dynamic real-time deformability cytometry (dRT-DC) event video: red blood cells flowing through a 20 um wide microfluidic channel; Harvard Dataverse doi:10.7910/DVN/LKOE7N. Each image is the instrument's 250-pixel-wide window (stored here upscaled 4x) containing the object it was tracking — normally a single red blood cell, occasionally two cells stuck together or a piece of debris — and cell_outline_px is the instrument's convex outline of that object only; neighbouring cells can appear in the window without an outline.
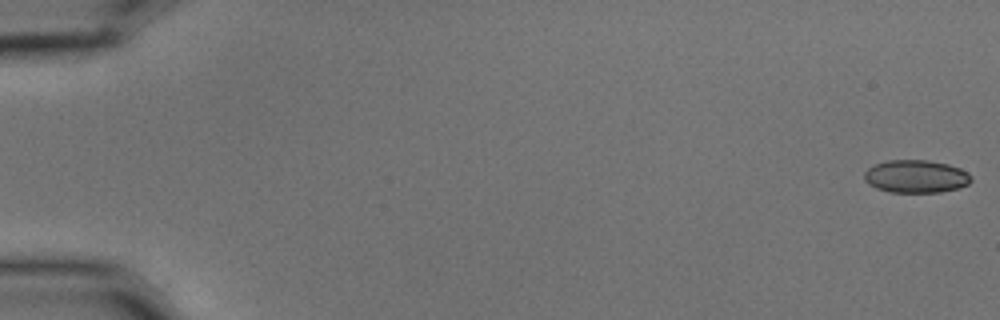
{"species": "common noctule bat (a hibernating species)", "species_latin": "Nyctalus noctula", "temperature_condition": "cold", "stored_images_in_passage": 6, "camera_frame_rate_fps": 3000, "um_per_image_px": 0.085, "animal": {"sex": "male", "body_mass_g": 15.6}, "frame": {"image": 1, "passage_image": 1, "time_ms": 0.0, "image_size_px": [1000, 320], "cell_outline_px": [[972, 180], [968, 184], [960, 188], [940, 192], [892, 192], [876, 188], [868, 184], [864, 180], [864, 172], [872, 164], [888, 160], [928, 160], [948, 164], [960, 168], [968, 172], [972, 176]], "centroid_in_image_um": [77.86, 14.99], "position_along_channel_um": 7.1, "area_um2": 20.69}}
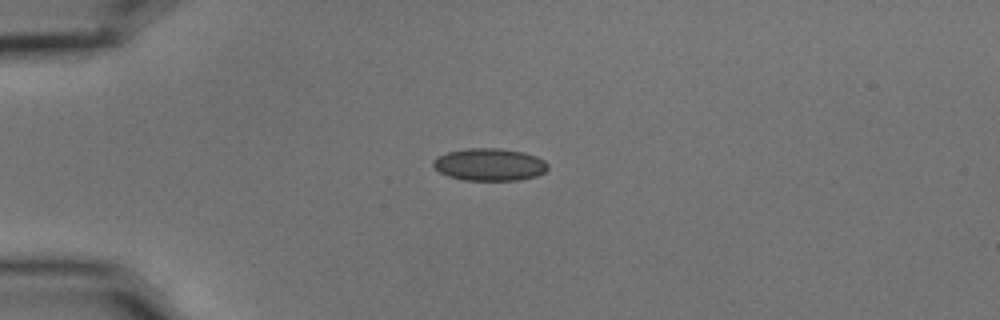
{"frame": {"image": 2, "passage_image": 5, "time_ms": 1.333, "image_size_px": [1000, 320], "cell_outline_px": [[548, 168], [544, 172], [536, 176], [520, 180], [464, 180], [448, 176], [440, 172], [432, 164], [432, 160], [448, 152], [468, 148], [500, 148], [524, 152], [536, 156], [544, 160], [548, 164]], "centroid_in_image_um": [41.63, 13.98], "position_along_channel_um": 43.4, "area_um2": 21.62}}